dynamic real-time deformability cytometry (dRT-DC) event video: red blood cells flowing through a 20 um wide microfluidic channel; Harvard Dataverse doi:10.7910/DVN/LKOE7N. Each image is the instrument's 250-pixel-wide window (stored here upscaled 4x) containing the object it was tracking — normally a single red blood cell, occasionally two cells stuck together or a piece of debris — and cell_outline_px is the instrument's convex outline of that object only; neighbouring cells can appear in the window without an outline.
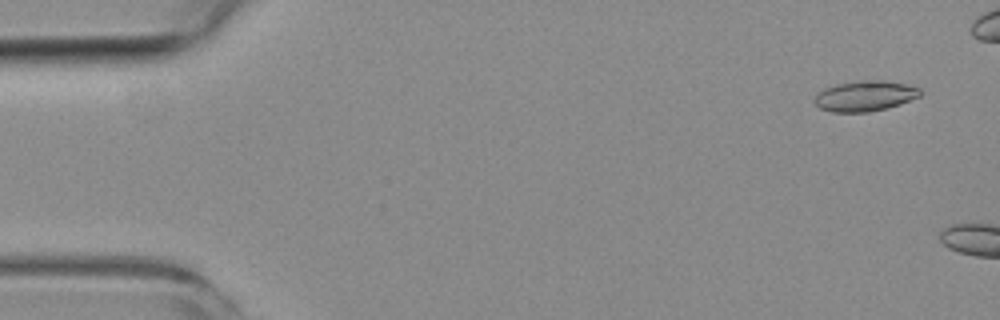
{"species": "common noctule bat (a hibernating species)", "species_latin": "Nyctalus noctula", "temperature_condition": "room temperature", "stored_images_in_passage": 3, "camera_frame_rate_fps": 3000, "um_per_image_px": 0.085, "animal": {"sex": "female", "body_mass_g": 19.3, "forearm_length_mm": 54.1}, "frame": {"image": 1, "passage_image": 1, "time_ms": 0.0, "image_size_px": [1000, 320], "cell_outline_px": [[924, 92], [920, 96], [900, 104], [888, 108], [868, 112], [832, 112], [820, 108], [816, 104], [816, 96], [824, 88], [836, 84], [860, 80], [884, 80], [904, 84], [920, 88]], "centroid_in_image_um": [73.56, 8.15], "position_along_channel_um": 11.4, "area_um2": 18.73}}